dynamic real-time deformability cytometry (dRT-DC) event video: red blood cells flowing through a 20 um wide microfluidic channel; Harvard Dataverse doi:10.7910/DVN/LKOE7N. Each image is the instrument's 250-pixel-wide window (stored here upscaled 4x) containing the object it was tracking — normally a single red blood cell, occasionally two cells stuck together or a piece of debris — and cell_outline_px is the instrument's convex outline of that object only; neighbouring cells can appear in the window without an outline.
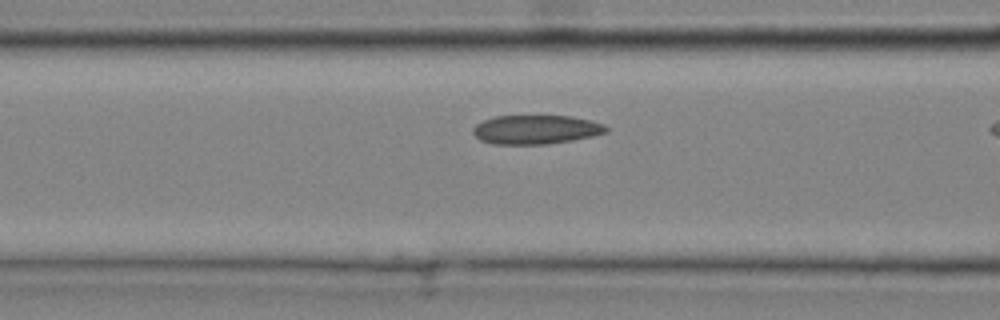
{"species": "common noctule bat (a hibernating species)", "species_latin": "Nyctalus noctula", "temperature_condition": "cold", "stored_images_in_passage": 9, "camera_frame_rate_fps": 3000, "um_per_image_px": 0.085, "animal": {"sex": "male", "body_mass_g": 20.4}, "frame": {"image": 1, "passage_image": 8, "time_ms": 2.333, "image_size_px": [1000, 320], "cell_outline_px": [[608, 132], [592, 136], [572, 140], [548, 144], [492, 144], [480, 140], [472, 132], [472, 128], [476, 124], [484, 120], [496, 116], [572, 116], [604, 124], [608, 128]], "centroid_in_image_um": [45.54, 11.02], "position_along_channel_um": 121.1, "area_um2": 22.48}}